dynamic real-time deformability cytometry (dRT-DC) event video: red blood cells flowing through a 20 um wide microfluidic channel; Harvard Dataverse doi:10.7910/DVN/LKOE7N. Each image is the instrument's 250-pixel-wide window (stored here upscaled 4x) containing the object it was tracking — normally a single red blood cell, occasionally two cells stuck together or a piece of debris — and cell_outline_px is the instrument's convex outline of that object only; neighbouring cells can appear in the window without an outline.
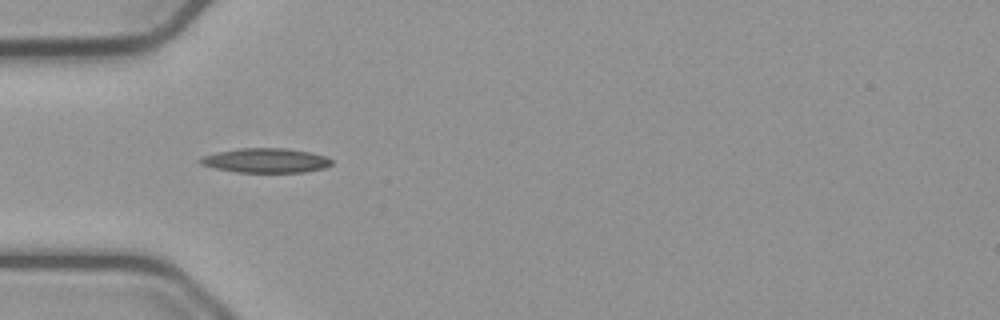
{"species": "common noctule bat (a hibernating species)", "species_latin": "Nyctalus noctula", "temperature_condition": "cold", "stored_images_in_passage": 10, "camera_frame_rate_fps": 3000, "um_per_image_px": 0.085, "animal": {"sex": "male", "body_mass_g": 23.1, "forearm_length_mm": 52.7}, "frame": {"image": 1, "passage_image": 4, "time_ms": 1.0, "image_size_px": [1000, 320], "cell_outline_px": [[332, 164], [324, 168], [304, 172], [236, 172], [216, 168], [200, 164], [196, 160], [204, 156], [220, 152], [240, 148], [288, 148], [312, 152], [324, 156], [332, 160]], "centroid_in_image_um": [22.61, 13.64], "position_along_channel_um": 62.4, "area_um2": 18.67}}
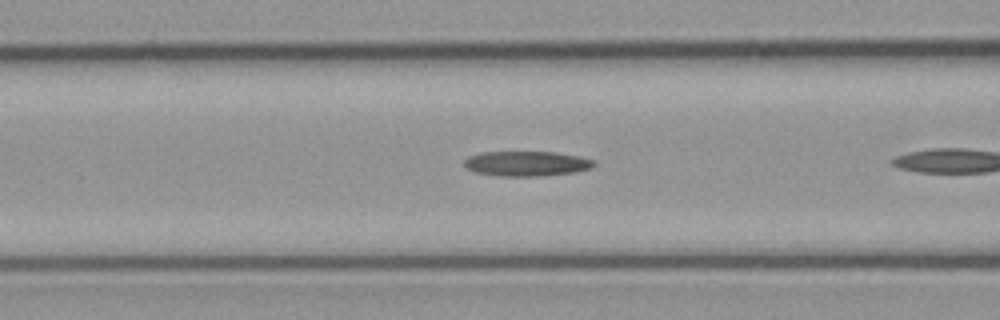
{"frame": {"image": 2, "passage_image": 6, "time_ms": 1.667, "image_size_px": [1000, 320], "cell_outline_px": [[596, 164], [592, 168], [576, 172], [540, 176], [496, 176], [476, 172], [468, 168], [464, 164], [464, 160], [468, 156], [480, 152], [556, 152], [580, 156], [592, 160]], "centroid_in_image_um": [44.77, 13.9], "position_along_channel_um": 121.8, "area_um2": 18.96}}
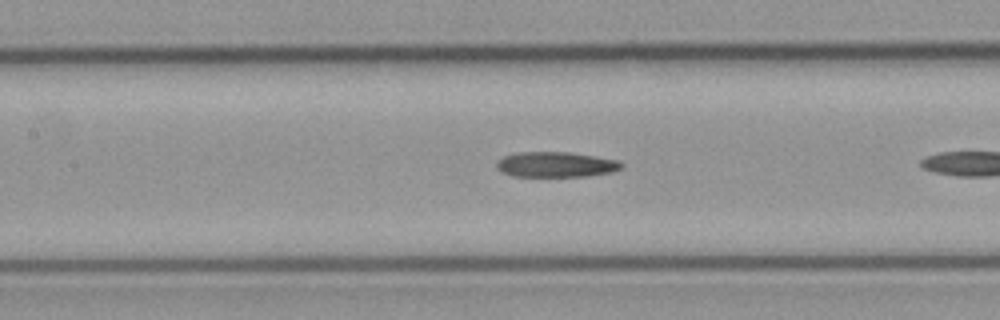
{"frame": {"image": 3, "passage_image": 9, "time_ms": 2.667, "image_size_px": [1000, 320], "cell_outline_px": [[624, 168], [612, 172], [588, 176], [512, 176], [500, 172], [496, 168], [496, 160], [504, 156], [516, 152], [568, 152], [596, 156], [620, 160], [624, 164]], "centroid_in_image_um": [47.26, 13.98], "position_along_channel_um": 160.1, "area_um2": 18.73}}